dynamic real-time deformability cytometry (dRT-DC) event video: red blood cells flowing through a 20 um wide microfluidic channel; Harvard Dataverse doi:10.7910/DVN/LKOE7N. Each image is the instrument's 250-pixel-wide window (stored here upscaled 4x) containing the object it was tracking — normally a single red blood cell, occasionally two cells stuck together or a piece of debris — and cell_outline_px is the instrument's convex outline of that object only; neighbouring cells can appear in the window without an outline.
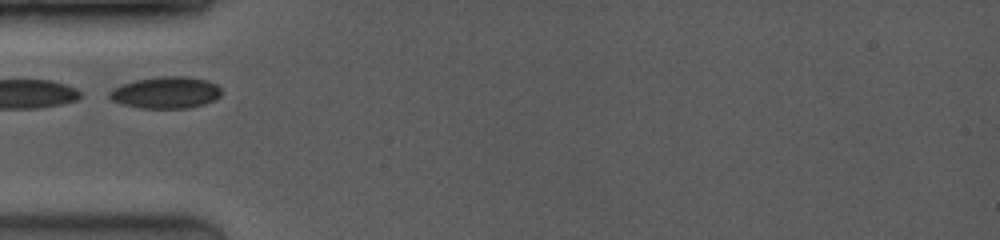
{"species": "common noctule bat (a hibernating species)", "species_latin": "Nyctalus noctula", "temperature_condition": "room temperature", "stored_images_in_passage": 4, "camera_frame_rate_fps": 3500, "um_per_image_px": 0.085, "animal": {"sex": "female", "body_mass_g": 19.0, "forearm_length_mm": 53.3}, "frame": {"image": 1, "passage_image": 1, "time_ms": 0.0, "image_size_px": [1000, 240], "cell_outline_px": [[220, 96], [204, 104], [188, 108], [140, 108], [120, 104], [112, 100], [108, 96], [108, 92], [112, 88], [120, 84], [136, 80], [160, 76], [184, 76], [208, 80], [216, 84], [220, 88]], "centroid_in_image_um": [14.05, 7.86], "position_along_channel_um": 70.9, "area_um2": 20.81}}